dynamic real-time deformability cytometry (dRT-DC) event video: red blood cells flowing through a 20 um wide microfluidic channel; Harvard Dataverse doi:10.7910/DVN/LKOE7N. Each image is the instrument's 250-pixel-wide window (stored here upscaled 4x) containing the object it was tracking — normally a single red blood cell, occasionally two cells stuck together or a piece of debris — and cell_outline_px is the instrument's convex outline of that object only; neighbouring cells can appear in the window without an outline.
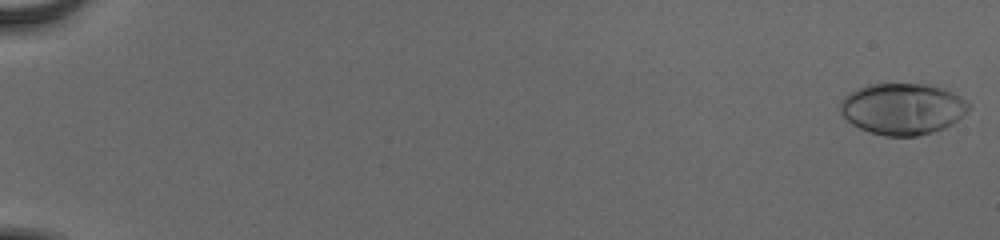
{"species": "human", "species_latin": "Homo sapiens", "temperature_condition": "cold", "stored_images_in_passage": 56, "camera_frame_rate_fps": 3000, "um_per_image_px": 0.085, "donor": {"sex": "male"}, "frame": {"image": 1, "passage_image": 1, "time_ms": 0.0, "image_size_px": [1000, 240], "cell_outline_px": [[972, 108], [968, 112], [952, 124], [944, 128], [932, 132], [916, 136], [884, 136], [868, 132], [844, 120], [840, 112], [840, 104], [844, 96], [848, 92], [856, 88], [868, 84], [928, 84], [952, 92], [960, 96]], "centroid_in_image_um": [76.68, 9.25], "position_along_channel_um": 8.3, "area_um2": 38.78}}
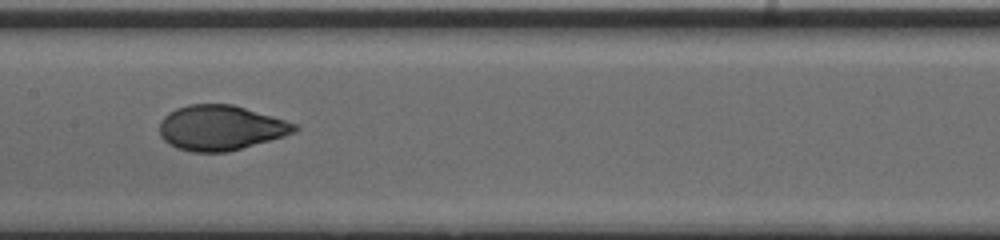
{"frame": {"image": 2, "passage_image": 31, "time_ms": 10.0, "image_size_px": [1000, 240], "cell_outline_px": [[300, 128], [296, 132], [284, 136], [228, 152], [192, 152], [176, 148], [168, 144], [160, 136], [160, 120], [168, 112], [176, 108], [188, 104], [232, 104], [300, 124]], "centroid_in_image_um": [18.76, 10.86], "position_along_channel_um": 188.6, "area_um2": 35.72}}
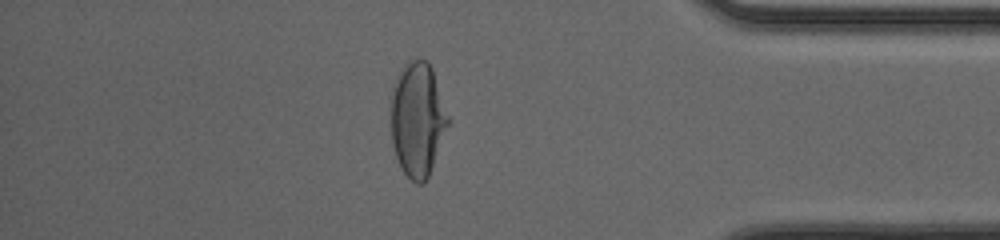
{"frame": {"image": 3, "passage_image": 49, "time_ms": 16.0, "image_size_px": [1000, 240], "cell_outline_px": [[452, 120], [428, 176], [424, 184], [416, 184], [404, 172], [396, 156], [392, 144], [392, 88], [396, 76], [408, 60], [428, 60], [432, 68]], "centroid_in_image_um": [35.54, 10.13], "position_along_channel_um": 399.7, "area_um2": 38.38}, "authors_computed_cell_mechanics": {"area_um2": 35.9516, "velocity_mm_per_s": 3.8836, "shape_relaxation_time_tau1_ms": 5.5096, "shape_relaxation_time_tau2_ms": null, "deformation_change_tau1": 0.2475, "deformation_change_tau2": null}}